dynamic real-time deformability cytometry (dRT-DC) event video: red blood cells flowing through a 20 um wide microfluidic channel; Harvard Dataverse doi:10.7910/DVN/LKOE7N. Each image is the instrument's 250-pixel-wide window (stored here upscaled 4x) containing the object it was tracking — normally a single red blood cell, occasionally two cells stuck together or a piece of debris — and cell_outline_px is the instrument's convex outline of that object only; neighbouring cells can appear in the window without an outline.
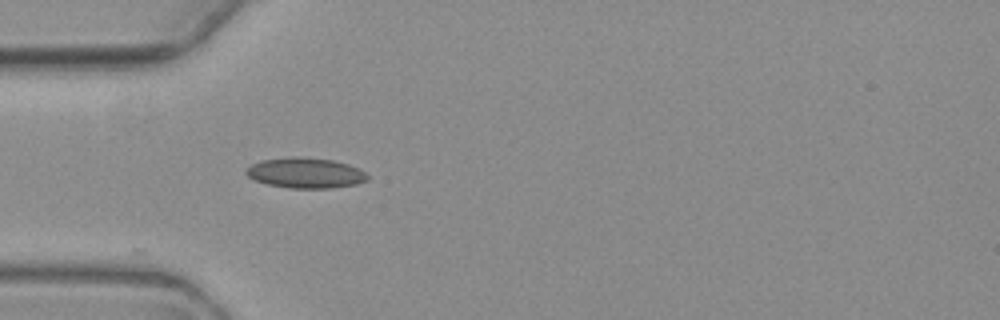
{"species": "common noctule bat (a hibernating species)", "species_latin": "Nyctalus noctula", "temperature_condition": "warm", "stored_images_in_passage": 6, "camera_frame_rate_fps": 3000, "um_per_image_px": 0.085, "animal": {"sex": "female", "body_mass_g": 19.3, "forearm_length_mm": 54.1}, "frame": {"image": 1, "passage_image": 6, "time_ms": 8.333, "image_size_px": [1000, 320], "cell_outline_px": [[368, 180], [356, 184], [332, 188], [288, 188], [268, 184], [256, 180], [248, 176], [244, 172], [252, 164], [264, 160], [332, 160], [348, 164], [360, 168], [368, 176]], "centroid_in_image_um": [26.03, 14.76], "position_along_channel_um": 59.0, "area_um2": 20.35}}